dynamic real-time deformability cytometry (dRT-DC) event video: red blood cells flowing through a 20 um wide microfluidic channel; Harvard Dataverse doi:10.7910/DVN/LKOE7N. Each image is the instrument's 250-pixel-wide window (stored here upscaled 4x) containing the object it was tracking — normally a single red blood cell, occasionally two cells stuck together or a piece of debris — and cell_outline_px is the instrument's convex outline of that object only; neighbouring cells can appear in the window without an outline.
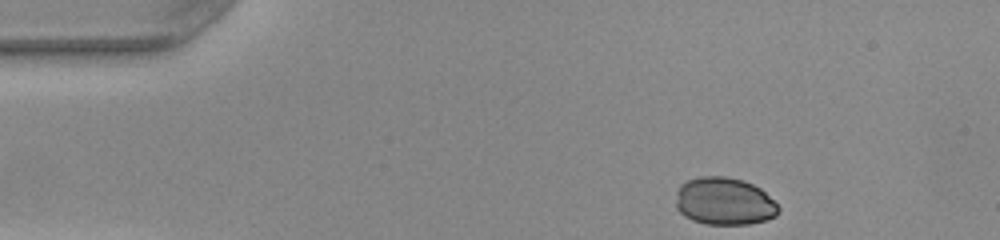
{"species": "common noctule bat (a hibernating species)", "species_latin": "Nyctalus noctula", "temperature_condition": "warm", "stored_images_in_passage": 33, "camera_frame_rate_fps": 3000, "um_per_image_px": 0.085, "animal": {"sex": "female", "body_mass_g": 22.0, "forearm_length_mm": 56.7}, "frame": {"image": 1, "passage_image": 1, "time_ms": 0.0, "image_size_px": [1000, 240], "cell_outline_px": [[780, 212], [776, 216], [768, 220], [748, 224], [704, 224], [692, 220], [684, 216], [676, 208], [676, 192], [680, 184], [688, 180], [700, 176], [724, 176], [744, 180], [760, 188], [780, 208]], "centroid_in_image_um": [61.55, 17.11], "position_along_channel_um": 23.5, "area_um2": 28.67}}
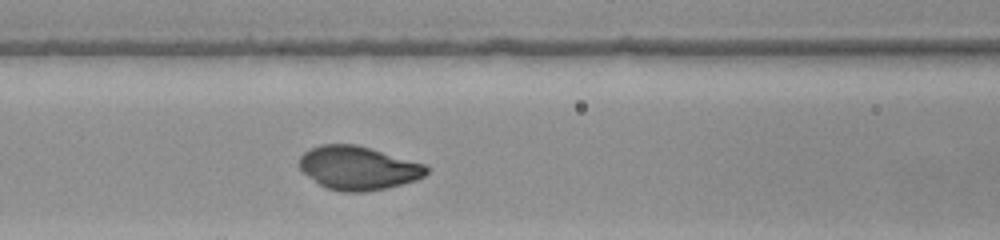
{"frame": {"image": 2, "passage_image": 15, "time_ms": 4.667, "image_size_px": [1000, 240], "cell_outline_px": [[428, 172], [424, 176], [416, 180], [388, 188], [364, 192], [340, 192], [324, 188], [308, 176], [300, 168], [300, 156], [308, 148], [320, 144], [356, 144], [424, 164], [428, 168]], "centroid_in_image_um": [30.42, 14.29], "position_along_channel_um": 136.2, "area_um2": 32.37}}
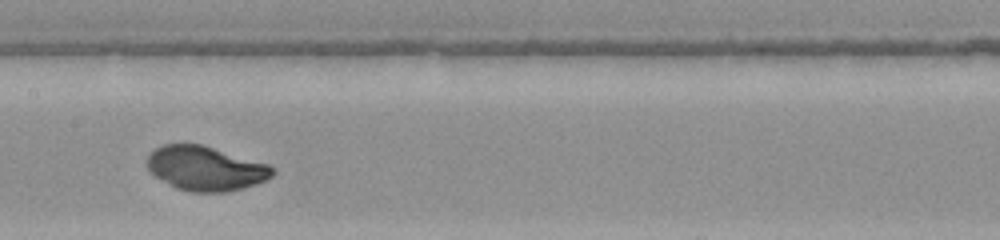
{"frame": {"image": 3, "passage_image": 19, "time_ms": 6.0, "image_size_px": [1000, 240], "cell_outline_px": [[276, 172], [268, 180], [244, 188], [224, 192], [188, 192], [176, 188], [156, 176], [148, 168], [148, 152], [160, 144], [204, 144], [268, 164], [276, 168]], "centroid_in_image_um": [17.51, 14.3], "position_along_channel_um": 189.9, "area_um2": 32.77}}